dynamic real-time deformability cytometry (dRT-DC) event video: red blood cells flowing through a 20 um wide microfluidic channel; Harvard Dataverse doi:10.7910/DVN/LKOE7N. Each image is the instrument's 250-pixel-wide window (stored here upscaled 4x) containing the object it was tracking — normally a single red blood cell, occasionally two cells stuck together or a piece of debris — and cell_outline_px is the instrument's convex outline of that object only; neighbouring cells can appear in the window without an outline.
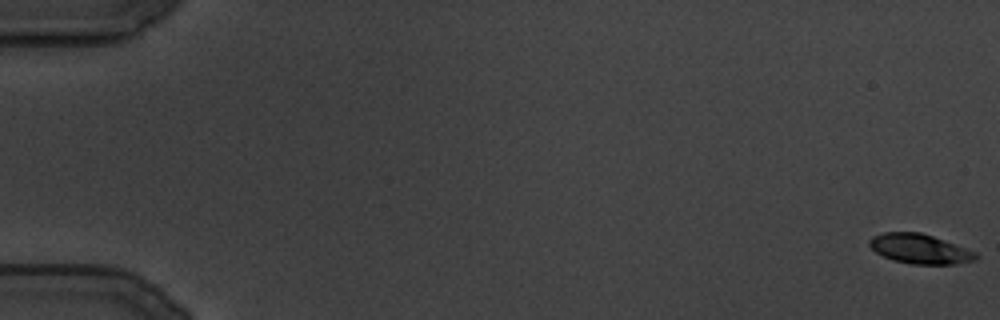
{"species": "common noctule bat (a hibernating species)", "species_latin": "Nyctalus noctula", "temperature_condition": "cold", "stored_images_in_passage": 120, "camera_frame_rate_fps": 3000, "um_per_image_px": 0.085, "animal": {"sex": "male", "body_mass_g": 19.5, "forearm_length_mm": 54.6}, "frame": {"image": 1, "passage_image": 1, "time_ms": 0.0, "image_size_px": [1000, 320], "cell_outline_px": [[980, 256], [976, 260], [952, 264], [912, 264], [892, 260], [876, 252], [868, 244], [868, 240], [872, 236], [884, 232], [920, 232], [932, 236], [976, 252]], "centroid_in_image_um": [78.16, 21.15], "position_along_channel_um": 6.8, "area_um2": 18.26}}
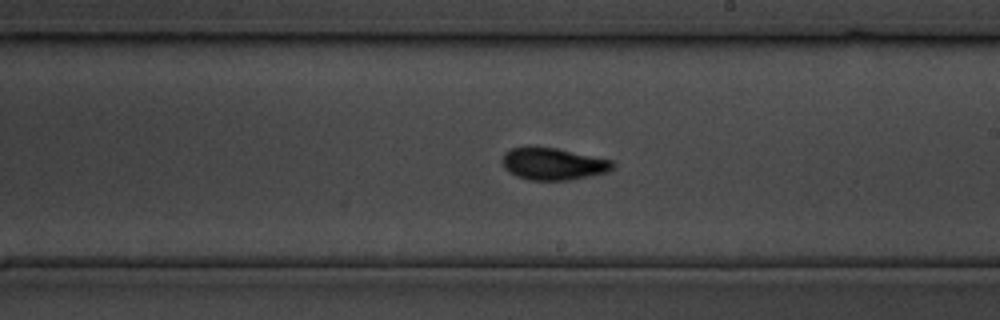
{"frame": {"image": 2, "passage_image": 74, "time_ms": 24.333, "image_size_px": [1000, 320], "cell_outline_px": [[616, 164], [608, 172], [568, 180], [528, 180], [516, 176], [508, 172], [504, 168], [500, 160], [504, 152], [512, 148], [528, 144], [556, 148], [612, 160]], "centroid_in_image_um": [46.94, 13.9], "position_along_channel_um": 242.1, "area_um2": 21.15}}
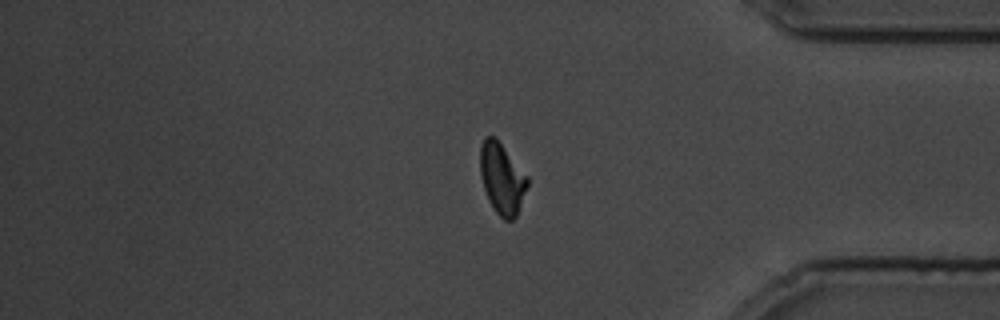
{"frame": {"image": 3, "passage_image": 105, "time_ms": 34.667, "image_size_px": [1000, 320], "cell_outline_px": [[528, 184], [516, 216], [512, 220], [504, 220], [496, 212], [488, 200], [480, 176], [480, 144], [484, 136], [496, 136], [528, 176]], "centroid_in_image_um": [42.65, 15.13], "position_along_channel_um": 392.6, "area_um2": 19.71}}